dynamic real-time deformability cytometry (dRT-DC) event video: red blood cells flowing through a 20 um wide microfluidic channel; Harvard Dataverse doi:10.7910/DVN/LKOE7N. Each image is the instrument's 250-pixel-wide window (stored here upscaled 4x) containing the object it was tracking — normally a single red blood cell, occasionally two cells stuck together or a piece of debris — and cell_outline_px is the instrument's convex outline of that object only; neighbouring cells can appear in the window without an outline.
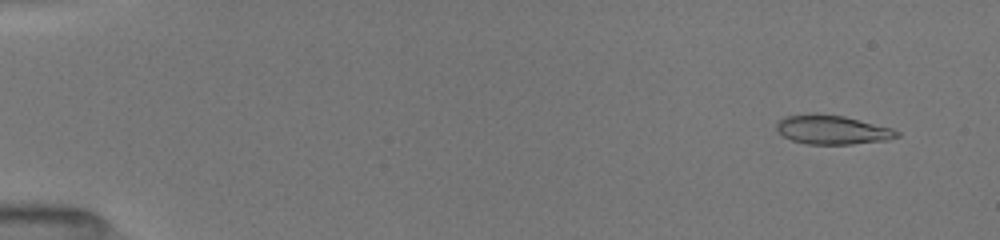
{"species": "common noctule bat (a hibernating species)", "species_latin": "Nyctalus noctula", "temperature_condition": "room temperature", "stored_images_in_passage": 51, "camera_frame_rate_fps": 3000, "um_per_image_px": 0.085, "animal": {"sex": "female", "body_mass_g": 19.5, "forearm_length_mm": 54.1}, "frame": {"image": 1, "passage_image": 4, "time_ms": 1.0, "image_size_px": [1000, 240], "cell_outline_px": [[900, 136], [888, 140], [852, 144], [808, 144], [792, 140], [784, 136], [776, 128], [776, 124], [784, 116], [808, 112], [816, 112], [844, 116], [892, 128], [900, 132]], "centroid_in_image_um": [70.74, 11.01], "position_along_channel_um": 14.3, "area_um2": 20.63}}
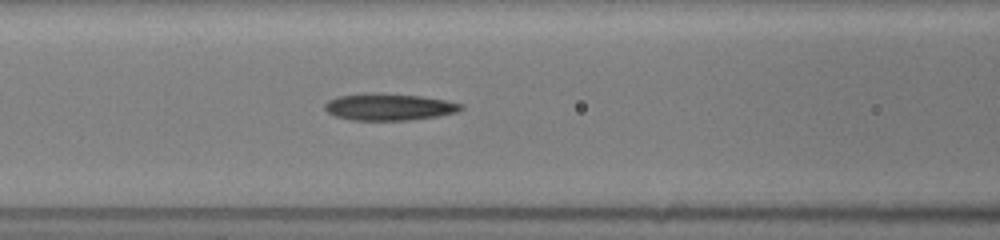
{"frame": {"image": 2, "passage_image": 23, "time_ms": 7.333, "image_size_px": [1000, 240], "cell_outline_px": [[464, 108], [456, 112], [436, 116], [408, 120], [352, 120], [332, 116], [324, 108], [324, 104], [328, 100], [336, 96], [364, 92], [380, 92], [420, 96], [448, 100], [464, 104]], "centroid_in_image_um": [33.02, 9.07], "position_along_channel_um": 133.6, "area_um2": 21.73}}
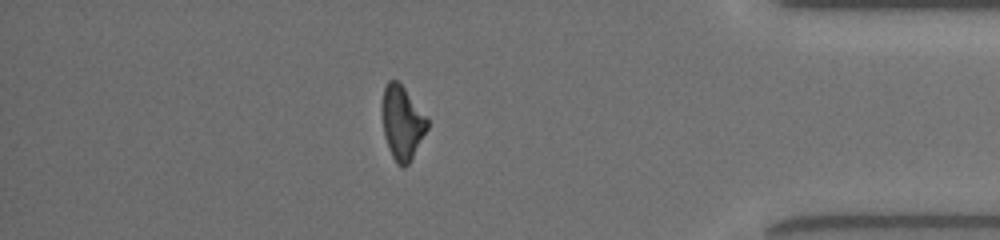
{"frame": {"image": 3, "passage_image": 45, "time_ms": 14.667, "image_size_px": [1000, 240], "cell_outline_px": [[428, 128], [408, 164], [404, 168], [396, 164], [388, 148], [384, 136], [380, 108], [384, 88], [388, 80], [396, 80], [404, 88], [428, 120]], "centroid_in_image_um": [34.13, 10.44], "position_along_channel_um": 401.1, "area_um2": 19.36}, "authors_computed_cell_mechanics": {"area_um2": 20.6346, "velocity_mm_per_s": 4.0624, "shape_relaxation_time_tau1_ms": null, "shape_relaxation_time_tau2_ms": 5.2347, "deformation_change_tau1": null, "deformation_change_tau2": 0.134}}